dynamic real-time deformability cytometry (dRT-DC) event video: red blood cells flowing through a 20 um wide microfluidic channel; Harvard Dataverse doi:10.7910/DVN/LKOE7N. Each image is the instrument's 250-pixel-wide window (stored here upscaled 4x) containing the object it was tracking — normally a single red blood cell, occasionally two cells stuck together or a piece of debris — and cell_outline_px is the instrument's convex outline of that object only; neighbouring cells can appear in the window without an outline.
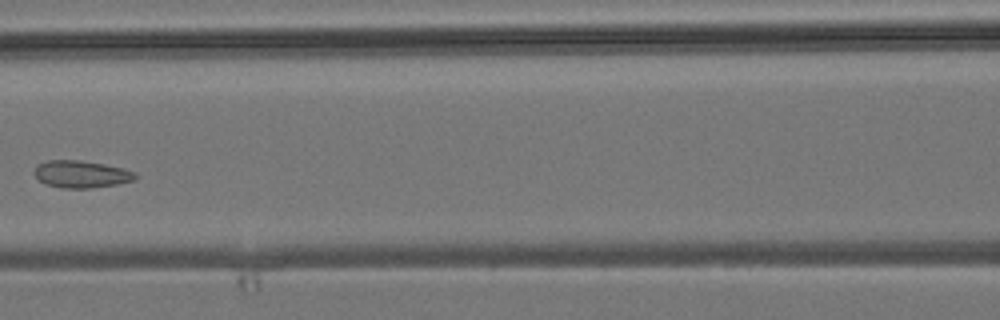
{"species": "common noctule bat (a hibernating species)", "species_latin": "Nyctalus noctula", "temperature_condition": "room temperature", "stored_images_in_passage": 6, "camera_frame_rate_fps": 3000, "um_per_image_px": 0.085, "animal": {"sex": "male", "body_mass_g": 19.2, "forearm_length_mm": 51.8}, "frame": {"image": 1, "passage_image": 5, "time_ms": 4.667, "image_size_px": [1000, 320], "cell_outline_px": [[136, 176], [132, 180], [116, 184], [88, 188], [60, 188], [48, 184], [40, 180], [32, 172], [36, 164], [48, 160], [80, 160], [104, 164], [124, 168], [136, 172]], "centroid_in_image_um": [6.87, 14.79], "position_along_channel_um": 159.7, "area_um2": 15.95}}
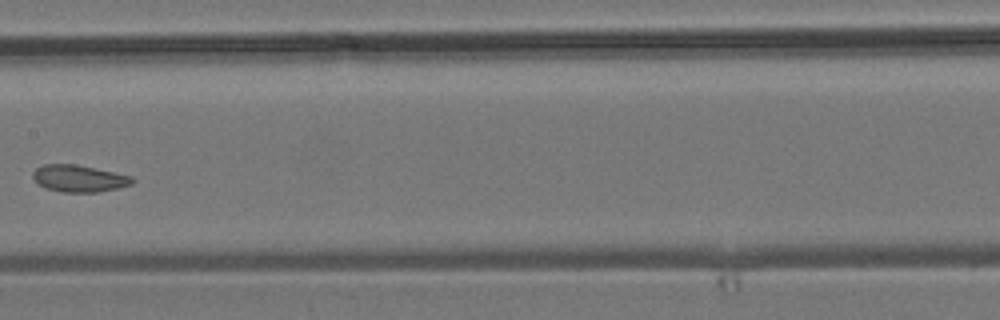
{"frame": {"image": 2, "passage_image": 6, "time_ms": 5.667, "image_size_px": [1000, 320], "cell_outline_px": [[136, 180], [132, 184], [116, 188], [96, 192], [64, 192], [44, 188], [32, 176], [32, 172], [36, 168], [44, 164], [72, 164], [132, 176]], "centroid_in_image_um": [6.7, 15.17], "position_along_channel_um": 200.7, "area_um2": 15.32}}